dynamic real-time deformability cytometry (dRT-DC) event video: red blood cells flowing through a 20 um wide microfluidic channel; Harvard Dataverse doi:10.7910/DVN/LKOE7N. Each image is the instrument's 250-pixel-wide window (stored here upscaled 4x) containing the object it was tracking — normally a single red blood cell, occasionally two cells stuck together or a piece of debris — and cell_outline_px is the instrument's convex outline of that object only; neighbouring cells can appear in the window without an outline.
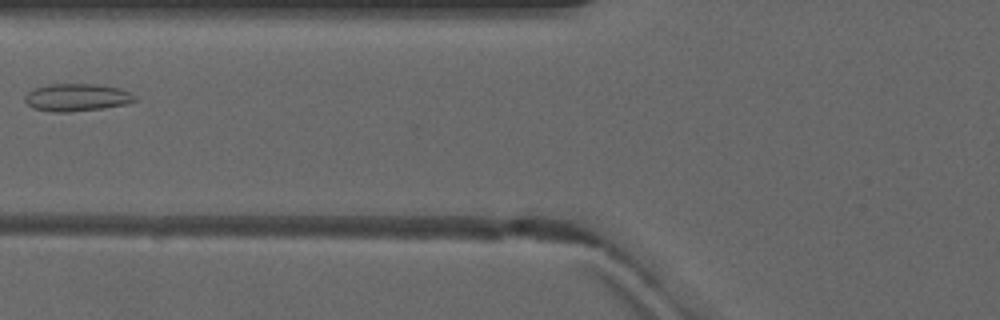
{"species": "common noctule bat (a hibernating species)", "species_latin": "Nyctalus noctula", "temperature_condition": "warm", "stored_images_in_passage": 3, "camera_frame_rate_fps": 3000, "um_per_image_px": 0.085, "animal": {"sex": "male", "forearm_length_mm": 52.5}, "frame": {"image": 1, "passage_image": 3, "time_ms": 3.0, "image_size_px": [1000, 320], "cell_outline_px": [[140, 100], [128, 104], [100, 108], [68, 112], [52, 112], [32, 108], [24, 100], [24, 96], [32, 88], [48, 84], [100, 84], [120, 88], [132, 92]], "centroid_in_image_um": [6.56, 8.27], "position_along_channel_um": 119.2, "area_um2": 17.98}}